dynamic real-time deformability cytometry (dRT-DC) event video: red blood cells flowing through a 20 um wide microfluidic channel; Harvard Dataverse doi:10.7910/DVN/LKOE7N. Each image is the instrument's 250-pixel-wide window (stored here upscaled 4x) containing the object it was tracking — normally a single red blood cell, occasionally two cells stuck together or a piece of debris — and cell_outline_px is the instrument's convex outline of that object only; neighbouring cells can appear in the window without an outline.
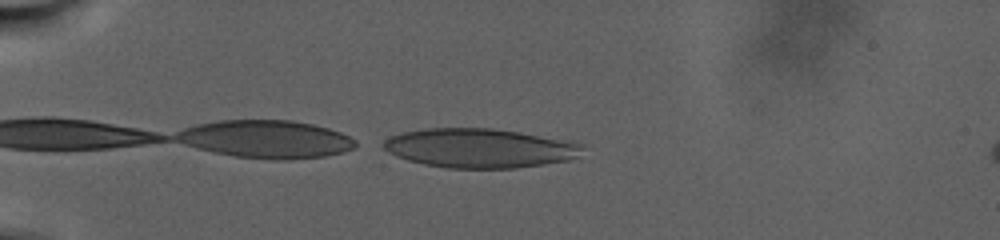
{"species": "human", "species_latin": "Homo sapiens", "temperature_condition": "warm", "stored_images_in_passage": 34, "camera_frame_rate_fps": 3000, "um_per_image_px": 0.085, "donor": {"sex": "male"}, "frame": {"image": 1, "passage_image": 1, "time_ms": 0.0, "image_size_px": [1000, 240], "cell_outline_px": [[584, 144], [580, 156], [568, 160], [516, 168], [448, 168], [424, 164], [408, 160], [396, 156], [388, 152], [380, 144], [384, 140], [392, 136], [404, 132], [428, 128], [492, 128], [520, 132], [572, 140]], "centroid_in_image_um": [40.81, 12.58], "position_along_channel_um": 44.2, "area_um2": 45.72}}
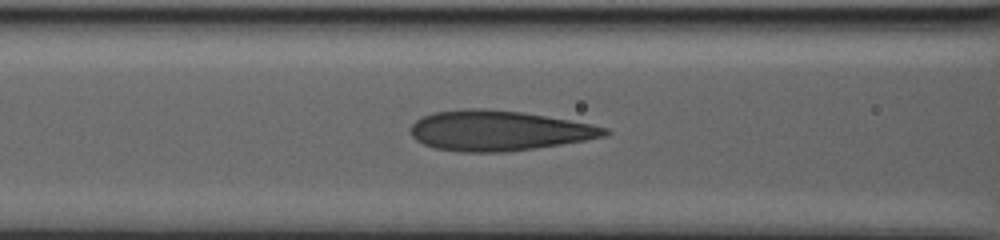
{"frame": {"image": 2, "passage_image": 23, "time_ms": 5.667, "image_size_px": [1000, 240], "cell_outline_px": [[612, 132], [604, 136], [584, 140], [536, 148], [504, 152], [460, 152], [436, 148], [424, 144], [416, 140], [412, 136], [408, 128], [416, 120], [424, 116], [436, 112], [468, 108], [484, 108], [520, 112], [592, 124], [608, 128]], "centroid_in_image_um": [42.36, 11.11], "position_along_channel_um": 124.2, "area_um2": 45.2}}
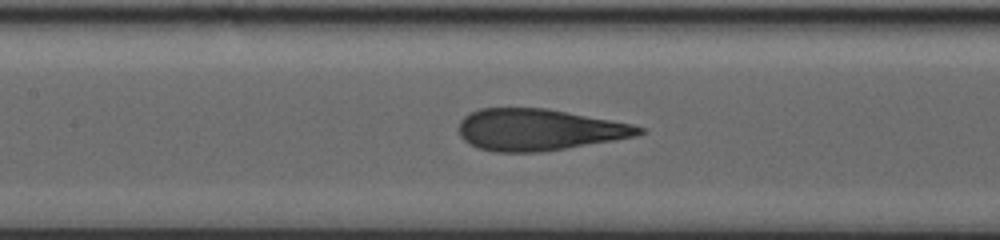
{"frame": {"image": 3, "passage_image": 30, "time_ms": 7.333, "image_size_px": [1000, 240], "cell_outline_px": [[644, 132], [636, 136], [540, 152], [496, 152], [476, 148], [464, 140], [460, 136], [460, 120], [468, 112], [480, 108], [548, 108], [632, 124], [644, 128]], "centroid_in_image_um": [45.75, 11.02], "position_along_channel_um": 161.7, "area_um2": 43.47}}